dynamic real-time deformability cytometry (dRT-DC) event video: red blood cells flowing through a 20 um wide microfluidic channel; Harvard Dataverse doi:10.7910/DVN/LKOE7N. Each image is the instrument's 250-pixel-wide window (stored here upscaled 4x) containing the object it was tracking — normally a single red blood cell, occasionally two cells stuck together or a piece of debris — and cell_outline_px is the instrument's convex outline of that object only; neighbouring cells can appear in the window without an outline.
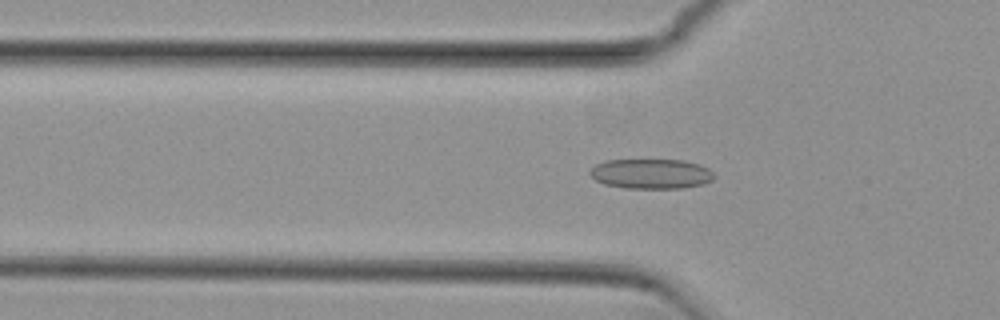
{"species": "common noctule bat (a hibernating species)", "species_latin": "Nyctalus noctula", "temperature_condition": "cold", "stored_images_in_passage": 52, "camera_frame_rate_fps": 3000, "um_per_image_px": 0.085, "animal": {"sex": "female", "body_mass_g": 29.2, "forearm_length_mm": 56.3}, "frame": {"image": 1, "passage_image": 16, "time_ms": 5.0, "image_size_px": [1000, 320], "cell_outline_px": [[716, 176], [712, 180], [704, 184], [684, 188], [624, 188], [604, 184], [596, 180], [588, 172], [596, 164], [608, 160], [684, 160], [700, 164], [708, 168]], "centroid_in_image_um": [55.38, 14.77], "position_along_channel_um": 70.4, "area_um2": 21.73}}
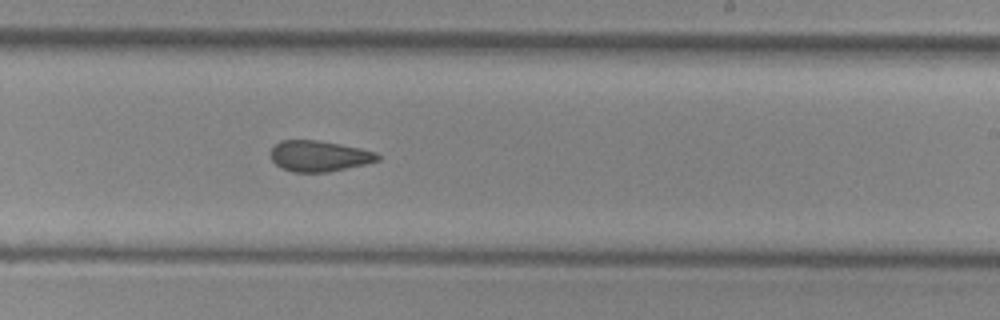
{"frame": {"image": 2, "passage_image": 31, "time_ms": 10.0, "image_size_px": [1000, 320], "cell_outline_px": [[380, 160], [364, 164], [328, 172], [292, 172], [280, 168], [272, 160], [272, 148], [280, 140], [316, 140], [340, 144], [360, 148], [376, 152], [380, 156]], "centroid_in_image_um": [27.12, 13.27], "position_along_channel_um": 261.9, "area_um2": 19.13}}
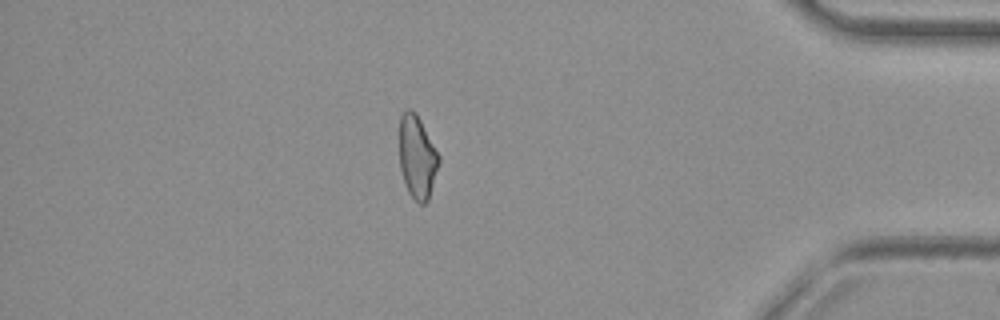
{"frame": {"image": 3, "passage_image": 45, "time_ms": 14.667, "image_size_px": [1000, 320], "cell_outline_px": [[440, 160], [428, 200], [424, 204], [420, 204], [408, 192], [404, 184], [400, 168], [400, 116], [408, 108], [412, 108], [416, 112], [440, 156]], "centroid_in_image_um": [35.46, 13.33], "position_along_channel_um": 399.7, "area_um2": 19.02}, "authors_computed_cell_mechanics": {"area_um2": 20.2589, "velocity_mm_per_s": 3.8233, "shape_relaxation_time_tau1_ms": null, "shape_relaxation_time_tau2_ms": 2.5234, "deformation_change_tau1": null, "deformation_change_tau2": 0.0866}}